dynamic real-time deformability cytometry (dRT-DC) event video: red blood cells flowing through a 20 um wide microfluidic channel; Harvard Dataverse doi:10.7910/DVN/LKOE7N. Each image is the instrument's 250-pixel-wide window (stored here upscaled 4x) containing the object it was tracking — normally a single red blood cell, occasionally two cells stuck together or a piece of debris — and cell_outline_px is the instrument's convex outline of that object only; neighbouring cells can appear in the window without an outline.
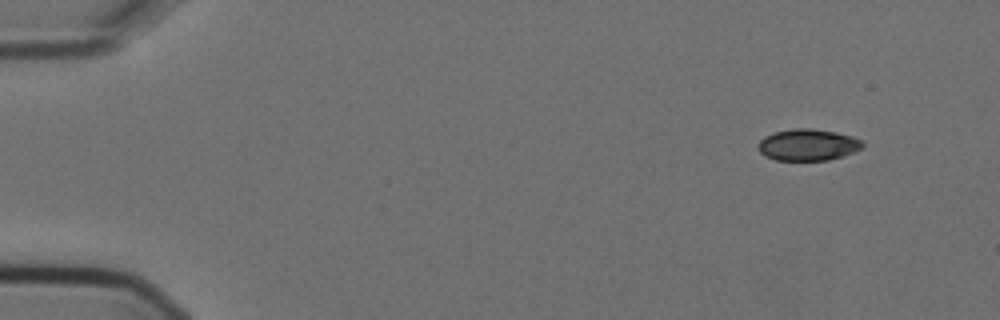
{"species": "Egyptian fruit bat (a non-hibernating species)", "species_latin": "Rousettus aegyptiacus", "temperature_condition": "cold", "stored_images_in_passage": 6, "camera_frame_rate_fps": 3000, "um_per_image_px": 0.085, "animal": {"sex": "female"}, "frame": {"image": 1, "passage_image": 1, "time_ms": 0.0, "image_size_px": [1000, 320], "cell_outline_px": [[864, 148], [828, 160], [776, 160], [764, 156], [760, 152], [760, 140], [764, 136], [772, 132], [792, 128], [812, 128], [836, 132], [852, 136], [864, 140]], "centroid_in_image_um": [68.69, 12.29], "position_along_channel_um": 16.3, "area_um2": 19.31}}
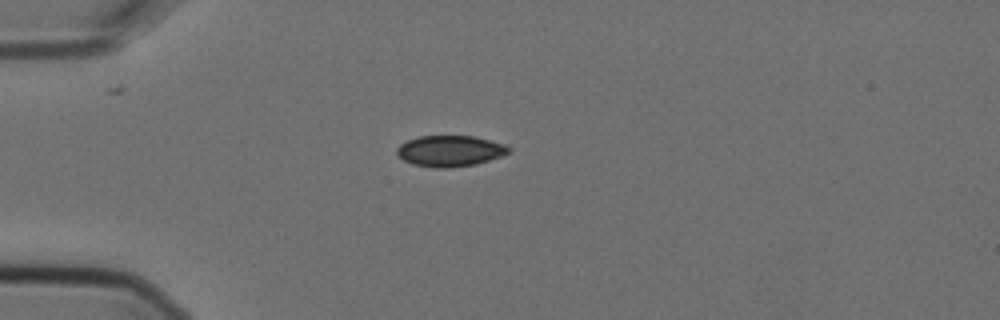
{"frame": {"image": 2, "passage_image": 4, "time_ms": 1.0, "image_size_px": [1000, 320], "cell_outline_px": [[512, 152], [476, 164], [448, 168], [436, 168], [412, 164], [396, 156], [396, 148], [400, 144], [408, 140], [420, 136], [472, 136], [504, 144], [512, 148]], "centroid_in_image_um": [38.23, 12.84], "position_along_channel_um": 46.8, "area_um2": 20.23}}
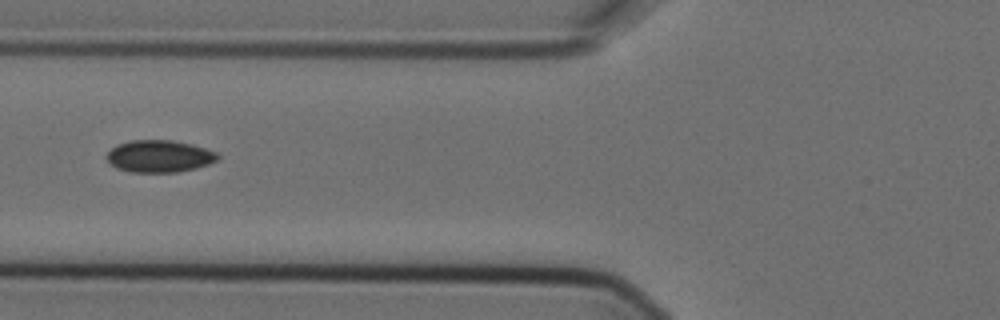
{"frame": {"image": 3, "passage_image": 6, "time_ms": 1.667, "image_size_px": [1000, 320], "cell_outline_px": [[220, 156], [216, 160], [208, 164], [196, 168], [180, 172], [132, 172], [116, 168], [104, 156], [116, 144], [132, 140], [172, 140], [192, 144], [216, 152]], "centroid_in_image_um": [13.53, 13.28], "position_along_channel_um": 112.3, "area_um2": 20.81}}